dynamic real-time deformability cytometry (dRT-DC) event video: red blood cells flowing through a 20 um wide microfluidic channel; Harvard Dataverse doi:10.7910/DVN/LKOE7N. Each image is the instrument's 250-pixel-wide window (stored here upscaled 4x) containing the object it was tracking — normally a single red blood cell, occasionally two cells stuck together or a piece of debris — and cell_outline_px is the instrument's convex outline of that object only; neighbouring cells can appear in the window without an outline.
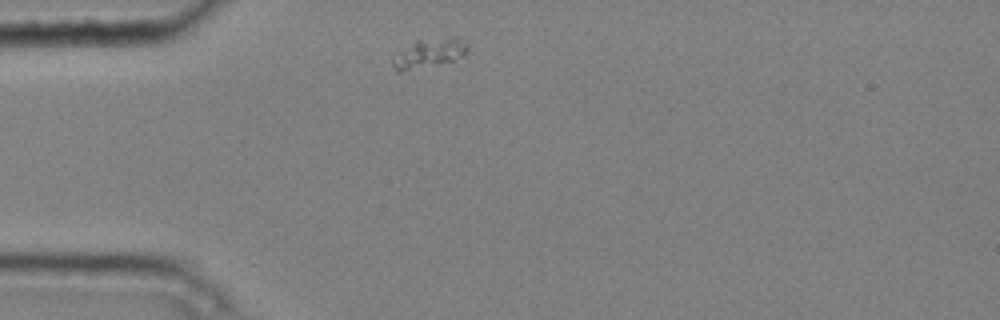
{"species": "common noctule bat (a hibernating species)", "species_latin": "Nyctalus noctula", "temperature_condition": "cold", "stored_images_in_passage": 2, "camera_frame_rate_fps": 3000, "um_per_image_px": 0.085, "animal": {"sex": "male", "body_mass_g": 20.4}, "frame": {"image": 1, "passage_image": 1, "time_ms": 0.0, "image_size_px": [1000, 320], "cell_outline_px": [[468, 48], [460, 56], [452, 60], [400, 72], [392, 64], [392, 60], [416, 40], [452, 36], [468, 44]], "centroid_in_image_um": [36.5, 4.49], "position_along_channel_um": 48.5, "area_um2": 11.91}}
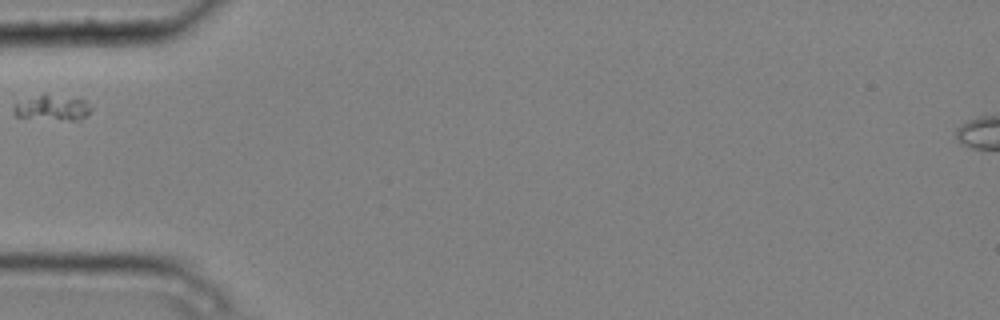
{"frame": {"image": 2, "passage_image": 2, "time_ms": 0.333, "image_size_px": [1000, 320], "cell_outline_px": [[92, 108], [80, 120], [72, 120], [16, 116], [16, 104], [44, 92], [84, 100], [92, 104]], "centroid_in_image_um": [4.54, 9.12], "position_along_channel_um": 80.5, "area_um2": 11.1}}